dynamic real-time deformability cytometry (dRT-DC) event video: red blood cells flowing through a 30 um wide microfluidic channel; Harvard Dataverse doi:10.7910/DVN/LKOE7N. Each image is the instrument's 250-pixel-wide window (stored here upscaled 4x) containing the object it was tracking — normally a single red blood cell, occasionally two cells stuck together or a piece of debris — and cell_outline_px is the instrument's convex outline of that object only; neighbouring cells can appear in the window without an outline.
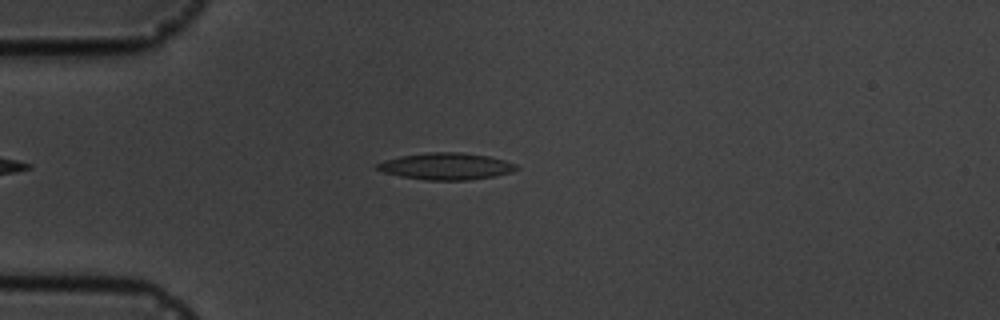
{"species": "common noctule bat (a hibernating species)", "species_latin": "Nyctalus noctula", "temperature_condition": "cold", "stored_images_in_passage": 4, "camera_frame_rate_fps": 3000, "um_per_image_px": 0.085, "animal": {"sex": "male", "body_mass_g": 19.5, "forearm_length_mm": 54.6}, "frame": {"image": 1, "passage_image": 4, "time_ms": 4.0, "image_size_px": [1000, 320], "cell_outline_px": [[520, 168], [512, 172], [496, 176], [468, 180], [428, 180], [400, 176], [384, 172], [376, 168], [376, 164], [384, 160], [400, 156], [424, 152], [460, 152], [488, 156], [504, 160], [516, 164]], "centroid_in_image_um": [37.94, 14.13], "position_along_channel_um": 47.1, "area_um2": 21.79}}